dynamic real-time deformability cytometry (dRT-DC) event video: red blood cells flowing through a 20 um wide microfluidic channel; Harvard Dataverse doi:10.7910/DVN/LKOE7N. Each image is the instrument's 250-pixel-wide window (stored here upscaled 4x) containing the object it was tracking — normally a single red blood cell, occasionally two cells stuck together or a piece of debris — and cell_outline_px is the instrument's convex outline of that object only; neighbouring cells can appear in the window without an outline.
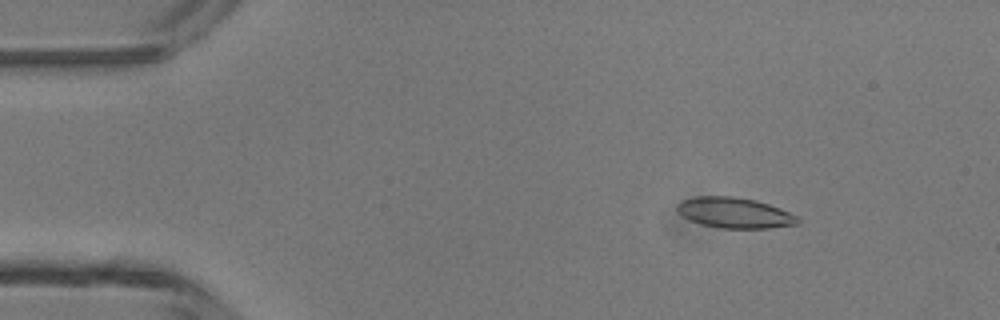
{"species": "common noctule bat (a hibernating species)", "species_latin": "Nyctalus noctula", "temperature_condition": "room temperature", "stored_images_in_passage": 4, "camera_frame_rate_fps": 3000, "um_per_image_px": 0.085, "animal": {"sex": "male", "body_mass_g": 13.3}, "frame": {"image": 1, "passage_image": 1, "time_ms": 0.0, "image_size_px": [1000, 320], "cell_outline_px": [[800, 224], [768, 228], [724, 228], [700, 224], [688, 220], [676, 208], [676, 204], [680, 200], [696, 196], [732, 196], [756, 200], [780, 208], [800, 216]], "centroid_in_image_um": [62.46, 18.08], "position_along_channel_um": 22.5, "area_um2": 21.68}}